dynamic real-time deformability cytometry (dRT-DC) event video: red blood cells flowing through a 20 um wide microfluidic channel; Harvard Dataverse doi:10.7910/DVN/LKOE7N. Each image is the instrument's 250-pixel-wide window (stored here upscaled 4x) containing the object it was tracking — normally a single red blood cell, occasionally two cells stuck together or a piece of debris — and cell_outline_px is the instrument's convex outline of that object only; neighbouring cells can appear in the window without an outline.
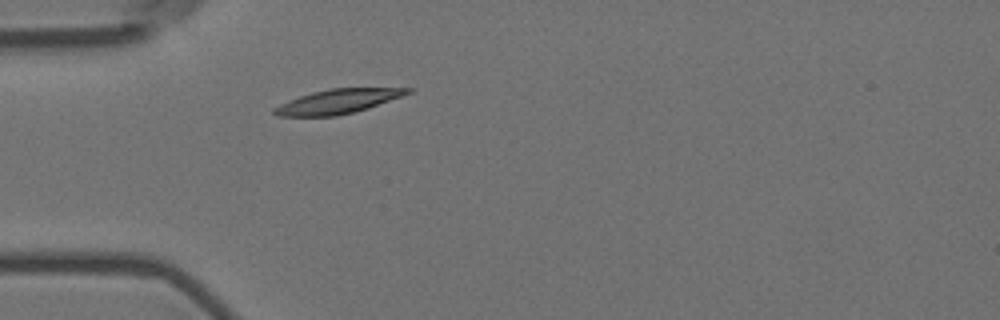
{"species": "Egyptian fruit bat (a non-hibernating species)", "species_latin": "Rousettus aegyptiacus", "temperature_condition": "room temperature", "stored_images_in_passage": 2, "camera_frame_rate_fps": 3000, "um_per_image_px": 0.085, "animal": {"sex": "female"}, "frame": {"image": 1, "passage_image": 2, "time_ms": 0.333, "image_size_px": [1000, 320], "cell_outline_px": [[412, 92], [368, 108], [336, 116], [276, 116], [272, 112], [272, 108], [288, 100], [312, 92], [328, 88], [412, 88]], "centroid_in_image_um": [28.66, 8.62], "position_along_channel_um": 56.3, "area_um2": 18.79}}